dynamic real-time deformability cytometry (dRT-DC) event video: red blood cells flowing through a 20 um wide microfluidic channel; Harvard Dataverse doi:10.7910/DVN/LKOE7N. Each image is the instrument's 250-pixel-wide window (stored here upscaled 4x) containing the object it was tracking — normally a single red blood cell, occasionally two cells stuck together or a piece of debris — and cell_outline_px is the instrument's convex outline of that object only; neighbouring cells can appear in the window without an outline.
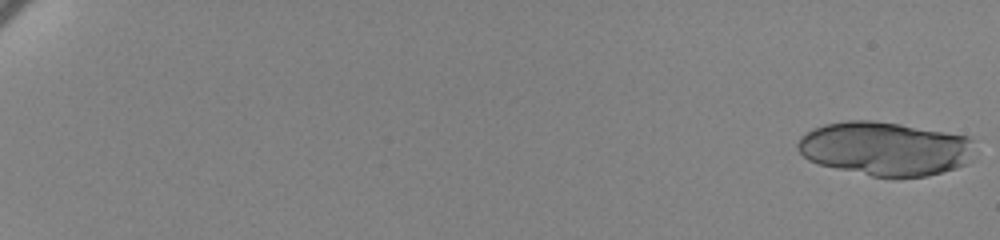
{"species": "human", "species_latin": "Homo sapiens", "temperature_condition": "cold", "stored_images_in_passage": 25, "camera_frame_rate_fps": 3000, "um_per_image_px": 0.085, "donor": {"sex": "female"}, "frame": {"image": 1, "passage_image": 1, "time_ms": 0.0, "image_size_px": [1000, 240], "cell_outline_px": [[972, 140], [968, 164], [956, 168], [928, 176], [872, 176], [820, 164], [808, 160], [800, 152], [796, 144], [800, 136], [812, 128], [824, 124], [848, 120], [872, 120], [900, 124], [968, 136]], "centroid_in_image_um": [75.19, 12.62], "position_along_channel_um": 9.8, "area_um2": 55.08}}
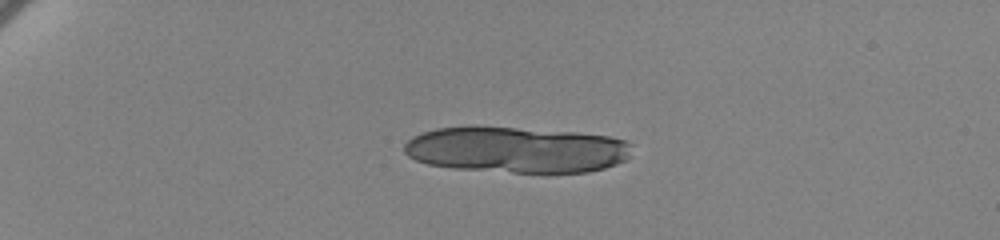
{"frame": {"image": 2, "passage_image": 17, "time_ms": 5.333, "image_size_px": [1000, 240], "cell_outline_px": [[632, 144], [628, 156], [624, 160], [616, 164], [604, 168], [588, 172], [512, 172], [452, 168], [428, 164], [416, 160], [408, 156], [404, 152], [404, 144], [412, 136], [436, 128], [476, 124], [576, 132], [608, 136], [624, 140]], "centroid_in_image_um": [43.85, 12.69], "position_along_channel_um": 41.2, "area_um2": 61.85}}